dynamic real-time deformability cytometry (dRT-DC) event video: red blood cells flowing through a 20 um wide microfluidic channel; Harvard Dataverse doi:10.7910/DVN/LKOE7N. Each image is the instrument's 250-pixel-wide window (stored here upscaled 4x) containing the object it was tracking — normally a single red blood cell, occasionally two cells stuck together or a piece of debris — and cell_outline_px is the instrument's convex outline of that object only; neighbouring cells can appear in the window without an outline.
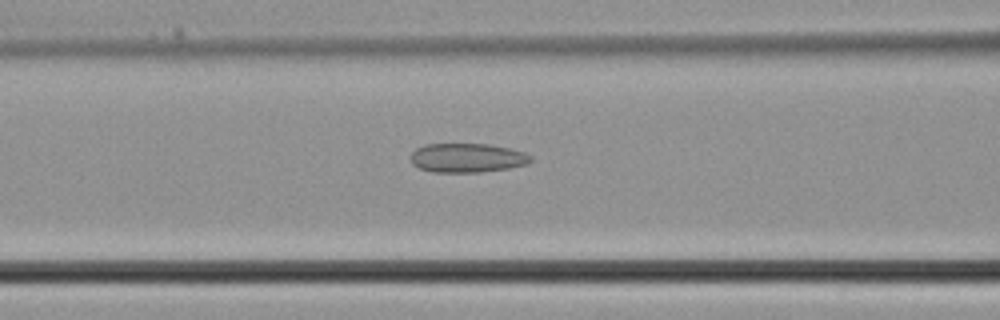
{"species": "common noctule bat (a hibernating species)", "species_latin": "Nyctalus noctula", "temperature_condition": "cold", "stored_images_in_passage": 31, "camera_frame_rate_fps": 3000, "um_per_image_px": 0.085, "animal": {"sex": "male", "body_mass_g": 21.5, "forearm_length_mm": 52.0}, "frame": {"image": 1, "passage_image": 15, "time_ms": 4.667, "image_size_px": [1000, 320], "cell_outline_px": [[532, 160], [528, 164], [508, 168], [480, 172], [432, 172], [420, 168], [412, 164], [412, 152], [416, 148], [424, 144], [488, 144], [508, 148], [524, 152], [532, 156]], "centroid_in_image_um": [39.72, 13.42], "position_along_channel_um": 126.9, "area_um2": 20.35}}
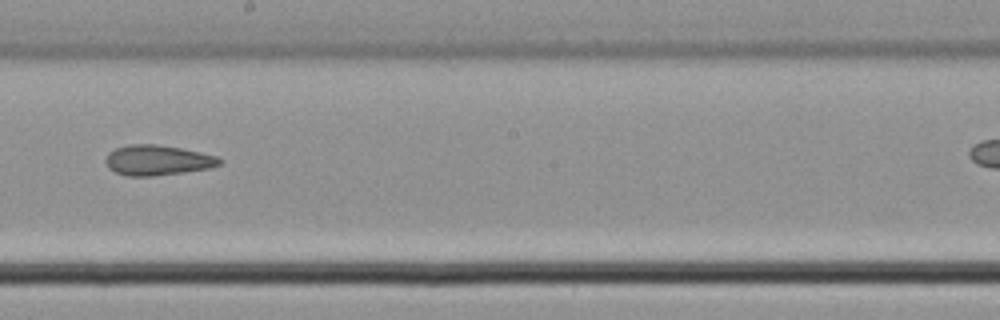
{"frame": {"image": 2, "passage_image": 21, "time_ms": 6.667, "image_size_px": [1000, 320], "cell_outline_px": [[224, 160], [220, 164], [208, 168], [184, 172], [152, 176], [128, 176], [116, 172], [108, 168], [104, 160], [108, 152], [116, 148], [128, 144], [156, 144], [180, 148], [200, 152], [216, 156]], "centroid_in_image_um": [13.36, 13.61], "position_along_channel_um": 234.8, "area_um2": 20.06}}
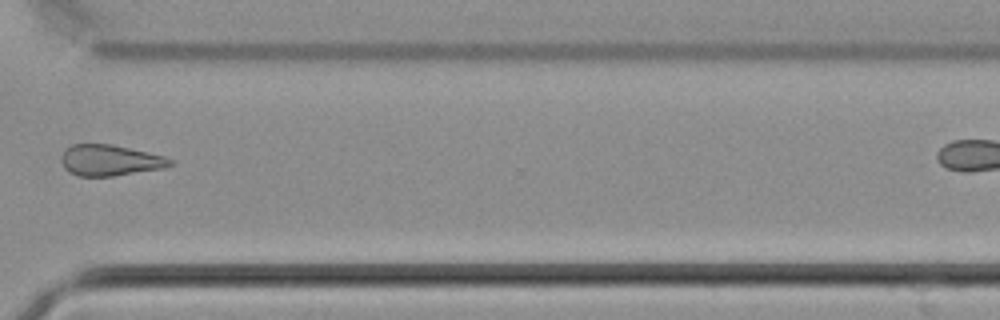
{"frame": {"image": 3, "passage_image": 28, "time_ms": 9.0, "image_size_px": [1000, 320], "cell_outline_px": [[172, 164], [164, 168], [112, 176], [76, 176], [68, 172], [64, 168], [60, 160], [60, 156], [64, 148], [72, 144], [112, 144], [148, 152], [164, 156], [172, 160]], "centroid_in_image_um": [9.28, 13.62], "position_along_channel_um": 361.3, "area_um2": 19.83}}